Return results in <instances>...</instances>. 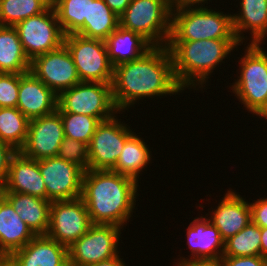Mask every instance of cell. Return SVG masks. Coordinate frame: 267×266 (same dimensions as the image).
<instances>
[{
    "mask_svg": "<svg viewBox=\"0 0 267 266\" xmlns=\"http://www.w3.org/2000/svg\"><path fill=\"white\" fill-rule=\"evenodd\" d=\"M249 204L252 222L259 227L267 228V198H260Z\"/></svg>",
    "mask_w": 267,
    "mask_h": 266,
    "instance_id": "cell-37",
    "label": "cell"
},
{
    "mask_svg": "<svg viewBox=\"0 0 267 266\" xmlns=\"http://www.w3.org/2000/svg\"><path fill=\"white\" fill-rule=\"evenodd\" d=\"M30 67L16 28L0 25V73H27Z\"/></svg>",
    "mask_w": 267,
    "mask_h": 266,
    "instance_id": "cell-25",
    "label": "cell"
},
{
    "mask_svg": "<svg viewBox=\"0 0 267 266\" xmlns=\"http://www.w3.org/2000/svg\"><path fill=\"white\" fill-rule=\"evenodd\" d=\"M139 183L112 170L84 171L82 194L92 224L123 228L135 209Z\"/></svg>",
    "mask_w": 267,
    "mask_h": 266,
    "instance_id": "cell-2",
    "label": "cell"
},
{
    "mask_svg": "<svg viewBox=\"0 0 267 266\" xmlns=\"http://www.w3.org/2000/svg\"><path fill=\"white\" fill-rule=\"evenodd\" d=\"M239 45L237 39L168 41L167 48L178 84L184 90L189 87L196 90V86L203 89L210 73Z\"/></svg>",
    "mask_w": 267,
    "mask_h": 266,
    "instance_id": "cell-3",
    "label": "cell"
},
{
    "mask_svg": "<svg viewBox=\"0 0 267 266\" xmlns=\"http://www.w3.org/2000/svg\"><path fill=\"white\" fill-rule=\"evenodd\" d=\"M45 183L47 200H71L81 197L84 170L59 157L38 160Z\"/></svg>",
    "mask_w": 267,
    "mask_h": 266,
    "instance_id": "cell-13",
    "label": "cell"
},
{
    "mask_svg": "<svg viewBox=\"0 0 267 266\" xmlns=\"http://www.w3.org/2000/svg\"><path fill=\"white\" fill-rule=\"evenodd\" d=\"M171 11L170 0H132L119 16V26L141 35L152 46H167Z\"/></svg>",
    "mask_w": 267,
    "mask_h": 266,
    "instance_id": "cell-5",
    "label": "cell"
},
{
    "mask_svg": "<svg viewBox=\"0 0 267 266\" xmlns=\"http://www.w3.org/2000/svg\"><path fill=\"white\" fill-rule=\"evenodd\" d=\"M132 0H104L107 6L119 17Z\"/></svg>",
    "mask_w": 267,
    "mask_h": 266,
    "instance_id": "cell-39",
    "label": "cell"
},
{
    "mask_svg": "<svg viewBox=\"0 0 267 266\" xmlns=\"http://www.w3.org/2000/svg\"><path fill=\"white\" fill-rule=\"evenodd\" d=\"M35 235H46L51 201L25 193L0 192Z\"/></svg>",
    "mask_w": 267,
    "mask_h": 266,
    "instance_id": "cell-23",
    "label": "cell"
},
{
    "mask_svg": "<svg viewBox=\"0 0 267 266\" xmlns=\"http://www.w3.org/2000/svg\"><path fill=\"white\" fill-rule=\"evenodd\" d=\"M68 258V247L47 235H36L6 259V266H60Z\"/></svg>",
    "mask_w": 267,
    "mask_h": 266,
    "instance_id": "cell-16",
    "label": "cell"
},
{
    "mask_svg": "<svg viewBox=\"0 0 267 266\" xmlns=\"http://www.w3.org/2000/svg\"><path fill=\"white\" fill-rule=\"evenodd\" d=\"M143 140L133 133L125 142L119 158L111 170L128 176L138 183L139 174H142L141 171L151 161V151Z\"/></svg>",
    "mask_w": 267,
    "mask_h": 266,
    "instance_id": "cell-26",
    "label": "cell"
},
{
    "mask_svg": "<svg viewBox=\"0 0 267 266\" xmlns=\"http://www.w3.org/2000/svg\"><path fill=\"white\" fill-rule=\"evenodd\" d=\"M261 229V256L267 258V228Z\"/></svg>",
    "mask_w": 267,
    "mask_h": 266,
    "instance_id": "cell-42",
    "label": "cell"
},
{
    "mask_svg": "<svg viewBox=\"0 0 267 266\" xmlns=\"http://www.w3.org/2000/svg\"><path fill=\"white\" fill-rule=\"evenodd\" d=\"M44 1L49 7L54 8L61 0H44Z\"/></svg>",
    "mask_w": 267,
    "mask_h": 266,
    "instance_id": "cell-43",
    "label": "cell"
},
{
    "mask_svg": "<svg viewBox=\"0 0 267 266\" xmlns=\"http://www.w3.org/2000/svg\"><path fill=\"white\" fill-rule=\"evenodd\" d=\"M206 7H172L169 41L236 39L232 15Z\"/></svg>",
    "mask_w": 267,
    "mask_h": 266,
    "instance_id": "cell-4",
    "label": "cell"
},
{
    "mask_svg": "<svg viewBox=\"0 0 267 266\" xmlns=\"http://www.w3.org/2000/svg\"><path fill=\"white\" fill-rule=\"evenodd\" d=\"M64 45L72 56L81 82L112 83L114 66L104 40L70 34L65 36Z\"/></svg>",
    "mask_w": 267,
    "mask_h": 266,
    "instance_id": "cell-8",
    "label": "cell"
},
{
    "mask_svg": "<svg viewBox=\"0 0 267 266\" xmlns=\"http://www.w3.org/2000/svg\"><path fill=\"white\" fill-rule=\"evenodd\" d=\"M48 8L44 0H0V25L14 27Z\"/></svg>",
    "mask_w": 267,
    "mask_h": 266,
    "instance_id": "cell-31",
    "label": "cell"
},
{
    "mask_svg": "<svg viewBox=\"0 0 267 266\" xmlns=\"http://www.w3.org/2000/svg\"><path fill=\"white\" fill-rule=\"evenodd\" d=\"M109 60L118 64L140 58L153 46L141 35L119 26L105 40Z\"/></svg>",
    "mask_w": 267,
    "mask_h": 266,
    "instance_id": "cell-24",
    "label": "cell"
},
{
    "mask_svg": "<svg viewBox=\"0 0 267 266\" xmlns=\"http://www.w3.org/2000/svg\"><path fill=\"white\" fill-rule=\"evenodd\" d=\"M112 98L120 112L143 98L173 95L184 89L178 84L167 46H153L140 58L114 67Z\"/></svg>",
    "mask_w": 267,
    "mask_h": 266,
    "instance_id": "cell-1",
    "label": "cell"
},
{
    "mask_svg": "<svg viewBox=\"0 0 267 266\" xmlns=\"http://www.w3.org/2000/svg\"><path fill=\"white\" fill-rule=\"evenodd\" d=\"M35 236L11 203L0 193V254L7 259Z\"/></svg>",
    "mask_w": 267,
    "mask_h": 266,
    "instance_id": "cell-21",
    "label": "cell"
},
{
    "mask_svg": "<svg viewBox=\"0 0 267 266\" xmlns=\"http://www.w3.org/2000/svg\"><path fill=\"white\" fill-rule=\"evenodd\" d=\"M57 100L58 95L31 71L20 73L17 108L29 120L55 112Z\"/></svg>",
    "mask_w": 267,
    "mask_h": 266,
    "instance_id": "cell-17",
    "label": "cell"
},
{
    "mask_svg": "<svg viewBox=\"0 0 267 266\" xmlns=\"http://www.w3.org/2000/svg\"><path fill=\"white\" fill-rule=\"evenodd\" d=\"M187 245L192 256L190 259L180 257L179 263L193 259H218L223 256L224 241L219 230L203 216L190 222L187 228Z\"/></svg>",
    "mask_w": 267,
    "mask_h": 266,
    "instance_id": "cell-20",
    "label": "cell"
},
{
    "mask_svg": "<svg viewBox=\"0 0 267 266\" xmlns=\"http://www.w3.org/2000/svg\"><path fill=\"white\" fill-rule=\"evenodd\" d=\"M30 71L56 95L81 82L72 56L64 44L36 56L31 61Z\"/></svg>",
    "mask_w": 267,
    "mask_h": 266,
    "instance_id": "cell-14",
    "label": "cell"
},
{
    "mask_svg": "<svg viewBox=\"0 0 267 266\" xmlns=\"http://www.w3.org/2000/svg\"><path fill=\"white\" fill-rule=\"evenodd\" d=\"M92 225L88 210L81 197L51 201L47 236L58 243L71 246Z\"/></svg>",
    "mask_w": 267,
    "mask_h": 266,
    "instance_id": "cell-12",
    "label": "cell"
},
{
    "mask_svg": "<svg viewBox=\"0 0 267 266\" xmlns=\"http://www.w3.org/2000/svg\"><path fill=\"white\" fill-rule=\"evenodd\" d=\"M118 27L119 17L104 0H90L89 20H84V27L78 34L105 41Z\"/></svg>",
    "mask_w": 267,
    "mask_h": 266,
    "instance_id": "cell-27",
    "label": "cell"
},
{
    "mask_svg": "<svg viewBox=\"0 0 267 266\" xmlns=\"http://www.w3.org/2000/svg\"><path fill=\"white\" fill-rule=\"evenodd\" d=\"M20 74L0 73V108L17 107Z\"/></svg>",
    "mask_w": 267,
    "mask_h": 266,
    "instance_id": "cell-34",
    "label": "cell"
},
{
    "mask_svg": "<svg viewBox=\"0 0 267 266\" xmlns=\"http://www.w3.org/2000/svg\"><path fill=\"white\" fill-rule=\"evenodd\" d=\"M59 113L61 114L65 137L81 141L88 145L95 133L97 125L101 121L97 117L83 114L70 112Z\"/></svg>",
    "mask_w": 267,
    "mask_h": 266,
    "instance_id": "cell-32",
    "label": "cell"
},
{
    "mask_svg": "<svg viewBox=\"0 0 267 266\" xmlns=\"http://www.w3.org/2000/svg\"><path fill=\"white\" fill-rule=\"evenodd\" d=\"M60 266H77V265L70 258H68Z\"/></svg>",
    "mask_w": 267,
    "mask_h": 266,
    "instance_id": "cell-44",
    "label": "cell"
},
{
    "mask_svg": "<svg viewBox=\"0 0 267 266\" xmlns=\"http://www.w3.org/2000/svg\"><path fill=\"white\" fill-rule=\"evenodd\" d=\"M210 1V0H209ZM172 7H194L208 4V0H170Z\"/></svg>",
    "mask_w": 267,
    "mask_h": 266,
    "instance_id": "cell-40",
    "label": "cell"
},
{
    "mask_svg": "<svg viewBox=\"0 0 267 266\" xmlns=\"http://www.w3.org/2000/svg\"><path fill=\"white\" fill-rule=\"evenodd\" d=\"M0 266H6V258L0 254Z\"/></svg>",
    "mask_w": 267,
    "mask_h": 266,
    "instance_id": "cell-45",
    "label": "cell"
},
{
    "mask_svg": "<svg viewBox=\"0 0 267 266\" xmlns=\"http://www.w3.org/2000/svg\"><path fill=\"white\" fill-rule=\"evenodd\" d=\"M211 213V218H208L219 230L223 241L236 235L252 221L249 202L230 189Z\"/></svg>",
    "mask_w": 267,
    "mask_h": 266,
    "instance_id": "cell-19",
    "label": "cell"
},
{
    "mask_svg": "<svg viewBox=\"0 0 267 266\" xmlns=\"http://www.w3.org/2000/svg\"><path fill=\"white\" fill-rule=\"evenodd\" d=\"M261 44L249 43L240 58V76L231 86L232 92L246 107L259 116L267 107V54Z\"/></svg>",
    "mask_w": 267,
    "mask_h": 266,
    "instance_id": "cell-6",
    "label": "cell"
},
{
    "mask_svg": "<svg viewBox=\"0 0 267 266\" xmlns=\"http://www.w3.org/2000/svg\"><path fill=\"white\" fill-rule=\"evenodd\" d=\"M57 111L93 116L100 121L119 113L113 102L111 84L100 82H80L62 91L58 95Z\"/></svg>",
    "mask_w": 267,
    "mask_h": 266,
    "instance_id": "cell-7",
    "label": "cell"
},
{
    "mask_svg": "<svg viewBox=\"0 0 267 266\" xmlns=\"http://www.w3.org/2000/svg\"><path fill=\"white\" fill-rule=\"evenodd\" d=\"M17 151L8 143L0 141V190L4 187L8 172H9V163L11 157Z\"/></svg>",
    "mask_w": 267,
    "mask_h": 266,
    "instance_id": "cell-36",
    "label": "cell"
},
{
    "mask_svg": "<svg viewBox=\"0 0 267 266\" xmlns=\"http://www.w3.org/2000/svg\"><path fill=\"white\" fill-rule=\"evenodd\" d=\"M0 192H17L47 200V192L38 160L17 151L10 160L6 183Z\"/></svg>",
    "mask_w": 267,
    "mask_h": 266,
    "instance_id": "cell-18",
    "label": "cell"
},
{
    "mask_svg": "<svg viewBox=\"0 0 267 266\" xmlns=\"http://www.w3.org/2000/svg\"><path fill=\"white\" fill-rule=\"evenodd\" d=\"M121 228L113 224H92L68 247L69 258L77 266H88L117 256Z\"/></svg>",
    "mask_w": 267,
    "mask_h": 266,
    "instance_id": "cell-10",
    "label": "cell"
},
{
    "mask_svg": "<svg viewBox=\"0 0 267 266\" xmlns=\"http://www.w3.org/2000/svg\"><path fill=\"white\" fill-rule=\"evenodd\" d=\"M133 133L130 126L119 121L116 115L101 121L88 144V169L111 170Z\"/></svg>",
    "mask_w": 267,
    "mask_h": 266,
    "instance_id": "cell-11",
    "label": "cell"
},
{
    "mask_svg": "<svg viewBox=\"0 0 267 266\" xmlns=\"http://www.w3.org/2000/svg\"><path fill=\"white\" fill-rule=\"evenodd\" d=\"M240 7V13L232 14L233 31L237 41L243 43L247 39L242 35L243 32L250 31L251 44H264L262 40L267 37V0H241Z\"/></svg>",
    "mask_w": 267,
    "mask_h": 266,
    "instance_id": "cell-22",
    "label": "cell"
},
{
    "mask_svg": "<svg viewBox=\"0 0 267 266\" xmlns=\"http://www.w3.org/2000/svg\"><path fill=\"white\" fill-rule=\"evenodd\" d=\"M57 157L77 164L84 171L88 170V145L75 139L65 137L60 144Z\"/></svg>",
    "mask_w": 267,
    "mask_h": 266,
    "instance_id": "cell-33",
    "label": "cell"
},
{
    "mask_svg": "<svg viewBox=\"0 0 267 266\" xmlns=\"http://www.w3.org/2000/svg\"><path fill=\"white\" fill-rule=\"evenodd\" d=\"M177 266H223L222 259H193L175 263Z\"/></svg>",
    "mask_w": 267,
    "mask_h": 266,
    "instance_id": "cell-38",
    "label": "cell"
},
{
    "mask_svg": "<svg viewBox=\"0 0 267 266\" xmlns=\"http://www.w3.org/2000/svg\"><path fill=\"white\" fill-rule=\"evenodd\" d=\"M14 27L30 61L64 44L65 34L54 8L49 7L38 15L22 20Z\"/></svg>",
    "mask_w": 267,
    "mask_h": 266,
    "instance_id": "cell-9",
    "label": "cell"
},
{
    "mask_svg": "<svg viewBox=\"0 0 267 266\" xmlns=\"http://www.w3.org/2000/svg\"><path fill=\"white\" fill-rule=\"evenodd\" d=\"M261 255V229L252 221L236 235L224 241L223 256Z\"/></svg>",
    "mask_w": 267,
    "mask_h": 266,
    "instance_id": "cell-30",
    "label": "cell"
},
{
    "mask_svg": "<svg viewBox=\"0 0 267 266\" xmlns=\"http://www.w3.org/2000/svg\"><path fill=\"white\" fill-rule=\"evenodd\" d=\"M54 9L65 36L78 34L89 20L90 0H61Z\"/></svg>",
    "mask_w": 267,
    "mask_h": 266,
    "instance_id": "cell-29",
    "label": "cell"
},
{
    "mask_svg": "<svg viewBox=\"0 0 267 266\" xmlns=\"http://www.w3.org/2000/svg\"><path fill=\"white\" fill-rule=\"evenodd\" d=\"M259 117L261 118H265L267 120V107L266 109L259 115Z\"/></svg>",
    "mask_w": 267,
    "mask_h": 266,
    "instance_id": "cell-46",
    "label": "cell"
},
{
    "mask_svg": "<svg viewBox=\"0 0 267 266\" xmlns=\"http://www.w3.org/2000/svg\"><path fill=\"white\" fill-rule=\"evenodd\" d=\"M30 120L17 108H0V141L19 151L25 144Z\"/></svg>",
    "mask_w": 267,
    "mask_h": 266,
    "instance_id": "cell-28",
    "label": "cell"
},
{
    "mask_svg": "<svg viewBox=\"0 0 267 266\" xmlns=\"http://www.w3.org/2000/svg\"><path fill=\"white\" fill-rule=\"evenodd\" d=\"M88 266H126V264L124 263L123 258L121 259L120 256L117 255L111 259L100 261Z\"/></svg>",
    "mask_w": 267,
    "mask_h": 266,
    "instance_id": "cell-41",
    "label": "cell"
},
{
    "mask_svg": "<svg viewBox=\"0 0 267 266\" xmlns=\"http://www.w3.org/2000/svg\"><path fill=\"white\" fill-rule=\"evenodd\" d=\"M64 138L61 114L56 110L49 115L30 120L27 140L19 151L27 158L35 160L57 157Z\"/></svg>",
    "mask_w": 267,
    "mask_h": 266,
    "instance_id": "cell-15",
    "label": "cell"
},
{
    "mask_svg": "<svg viewBox=\"0 0 267 266\" xmlns=\"http://www.w3.org/2000/svg\"><path fill=\"white\" fill-rule=\"evenodd\" d=\"M223 266H267V258L258 256H222Z\"/></svg>",
    "mask_w": 267,
    "mask_h": 266,
    "instance_id": "cell-35",
    "label": "cell"
}]
</instances>
